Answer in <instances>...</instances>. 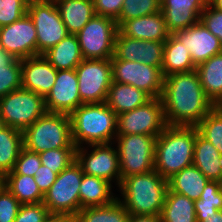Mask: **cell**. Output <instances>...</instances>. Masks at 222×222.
I'll return each mask as SVG.
<instances>
[{"label":"cell","mask_w":222,"mask_h":222,"mask_svg":"<svg viewBox=\"0 0 222 222\" xmlns=\"http://www.w3.org/2000/svg\"><path fill=\"white\" fill-rule=\"evenodd\" d=\"M198 133L222 155V112L213 108L196 126Z\"/></svg>","instance_id":"e575fe53"},{"label":"cell","mask_w":222,"mask_h":222,"mask_svg":"<svg viewBox=\"0 0 222 222\" xmlns=\"http://www.w3.org/2000/svg\"><path fill=\"white\" fill-rule=\"evenodd\" d=\"M96 15L116 20L122 10L124 0H93Z\"/></svg>","instance_id":"ee69618b"},{"label":"cell","mask_w":222,"mask_h":222,"mask_svg":"<svg viewBox=\"0 0 222 222\" xmlns=\"http://www.w3.org/2000/svg\"><path fill=\"white\" fill-rule=\"evenodd\" d=\"M214 108L219 111L222 112V96L219 98V100L214 104Z\"/></svg>","instance_id":"816d5d0a"},{"label":"cell","mask_w":222,"mask_h":222,"mask_svg":"<svg viewBox=\"0 0 222 222\" xmlns=\"http://www.w3.org/2000/svg\"><path fill=\"white\" fill-rule=\"evenodd\" d=\"M156 138L139 134L116 136L113 143H117L121 180L130 175L154 170Z\"/></svg>","instance_id":"ba28073f"},{"label":"cell","mask_w":222,"mask_h":222,"mask_svg":"<svg viewBox=\"0 0 222 222\" xmlns=\"http://www.w3.org/2000/svg\"><path fill=\"white\" fill-rule=\"evenodd\" d=\"M57 76L56 68L43 56L21 59V85L44 98L51 91Z\"/></svg>","instance_id":"d6986e66"},{"label":"cell","mask_w":222,"mask_h":222,"mask_svg":"<svg viewBox=\"0 0 222 222\" xmlns=\"http://www.w3.org/2000/svg\"><path fill=\"white\" fill-rule=\"evenodd\" d=\"M18 199L3 185H0V222H14L21 207Z\"/></svg>","instance_id":"ab89813d"},{"label":"cell","mask_w":222,"mask_h":222,"mask_svg":"<svg viewBox=\"0 0 222 222\" xmlns=\"http://www.w3.org/2000/svg\"><path fill=\"white\" fill-rule=\"evenodd\" d=\"M160 99L170 126H197L214 108L206 96L196 70L164 77Z\"/></svg>","instance_id":"6da1fadb"},{"label":"cell","mask_w":222,"mask_h":222,"mask_svg":"<svg viewBox=\"0 0 222 222\" xmlns=\"http://www.w3.org/2000/svg\"><path fill=\"white\" fill-rule=\"evenodd\" d=\"M209 4L217 10L222 11V0H209Z\"/></svg>","instance_id":"f907efd6"},{"label":"cell","mask_w":222,"mask_h":222,"mask_svg":"<svg viewBox=\"0 0 222 222\" xmlns=\"http://www.w3.org/2000/svg\"><path fill=\"white\" fill-rule=\"evenodd\" d=\"M2 184V176L0 175V185Z\"/></svg>","instance_id":"11a10c76"},{"label":"cell","mask_w":222,"mask_h":222,"mask_svg":"<svg viewBox=\"0 0 222 222\" xmlns=\"http://www.w3.org/2000/svg\"><path fill=\"white\" fill-rule=\"evenodd\" d=\"M0 46L17 59L37 56L36 29L27 13L19 20L0 28Z\"/></svg>","instance_id":"9a60e30c"},{"label":"cell","mask_w":222,"mask_h":222,"mask_svg":"<svg viewBox=\"0 0 222 222\" xmlns=\"http://www.w3.org/2000/svg\"><path fill=\"white\" fill-rule=\"evenodd\" d=\"M161 11V0H124L119 17L115 20L118 28L130 19Z\"/></svg>","instance_id":"d590c367"},{"label":"cell","mask_w":222,"mask_h":222,"mask_svg":"<svg viewBox=\"0 0 222 222\" xmlns=\"http://www.w3.org/2000/svg\"><path fill=\"white\" fill-rule=\"evenodd\" d=\"M208 181L209 179L192 164L169 178L168 188L195 201L200 199Z\"/></svg>","instance_id":"4316f807"},{"label":"cell","mask_w":222,"mask_h":222,"mask_svg":"<svg viewBox=\"0 0 222 222\" xmlns=\"http://www.w3.org/2000/svg\"><path fill=\"white\" fill-rule=\"evenodd\" d=\"M128 222H161L160 215H130Z\"/></svg>","instance_id":"7dc6e473"},{"label":"cell","mask_w":222,"mask_h":222,"mask_svg":"<svg viewBox=\"0 0 222 222\" xmlns=\"http://www.w3.org/2000/svg\"><path fill=\"white\" fill-rule=\"evenodd\" d=\"M2 184L21 204L43 202L44 195L39 190L33 176L17 174L13 170L2 177Z\"/></svg>","instance_id":"f546056e"},{"label":"cell","mask_w":222,"mask_h":222,"mask_svg":"<svg viewBox=\"0 0 222 222\" xmlns=\"http://www.w3.org/2000/svg\"><path fill=\"white\" fill-rule=\"evenodd\" d=\"M27 14L36 29L37 56L43 55L69 34L54 0L28 4Z\"/></svg>","instance_id":"8fae6325"},{"label":"cell","mask_w":222,"mask_h":222,"mask_svg":"<svg viewBox=\"0 0 222 222\" xmlns=\"http://www.w3.org/2000/svg\"><path fill=\"white\" fill-rule=\"evenodd\" d=\"M166 126L160 98H151L144 105L117 115V135L139 134L158 137Z\"/></svg>","instance_id":"4fadbf2b"},{"label":"cell","mask_w":222,"mask_h":222,"mask_svg":"<svg viewBox=\"0 0 222 222\" xmlns=\"http://www.w3.org/2000/svg\"><path fill=\"white\" fill-rule=\"evenodd\" d=\"M197 222H222V210L209 215H196Z\"/></svg>","instance_id":"c3c4849f"},{"label":"cell","mask_w":222,"mask_h":222,"mask_svg":"<svg viewBox=\"0 0 222 222\" xmlns=\"http://www.w3.org/2000/svg\"><path fill=\"white\" fill-rule=\"evenodd\" d=\"M25 1L27 2V4H30V3L42 2L46 0H25Z\"/></svg>","instance_id":"f5cc1de1"},{"label":"cell","mask_w":222,"mask_h":222,"mask_svg":"<svg viewBox=\"0 0 222 222\" xmlns=\"http://www.w3.org/2000/svg\"><path fill=\"white\" fill-rule=\"evenodd\" d=\"M21 87V59L12 66H0V98Z\"/></svg>","instance_id":"74e56055"},{"label":"cell","mask_w":222,"mask_h":222,"mask_svg":"<svg viewBox=\"0 0 222 222\" xmlns=\"http://www.w3.org/2000/svg\"><path fill=\"white\" fill-rule=\"evenodd\" d=\"M150 99L147 93L132 85L112 81L104 103L118 115L134 110Z\"/></svg>","instance_id":"7402d4cb"},{"label":"cell","mask_w":222,"mask_h":222,"mask_svg":"<svg viewBox=\"0 0 222 222\" xmlns=\"http://www.w3.org/2000/svg\"><path fill=\"white\" fill-rule=\"evenodd\" d=\"M118 30L126 37L166 41L169 37L162 11L125 21Z\"/></svg>","instance_id":"44dd1931"},{"label":"cell","mask_w":222,"mask_h":222,"mask_svg":"<svg viewBox=\"0 0 222 222\" xmlns=\"http://www.w3.org/2000/svg\"><path fill=\"white\" fill-rule=\"evenodd\" d=\"M46 112L44 97L22 87L0 98L4 125L22 132Z\"/></svg>","instance_id":"52a82bcc"},{"label":"cell","mask_w":222,"mask_h":222,"mask_svg":"<svg viewBox=\"0 0 222 222\" xmlns=\"http://www.w3.org/2000/svg\"><path fill=\"white\" fill-rule=\"evenodd\" d=\"M117 198L130 215H161L168 190V180L155 169L130 175L121 180Z\"/></svg>","instance_id":"7a4b0ae2"},{"label":"cell","mask_w":222,"mask_h":222,"mask_svg":"<svg viewBox=\"0 0 222 222\" xmlns=\"http://www.w3.org/2000/svg\"><path fill=\"white\" fill-rule=\"evenodd\" d=\"M192 70H196V65L191 59L189 50L185 48L184 44L170 34L164 44L162 65L163 77Z\"/></svg>","instance_id":"83f0119b"},{"label":"cell","mask_w":222,"mask_h":222,"mask_svg":"<svg viewBox=\"0 0 222 222\" xmlns=\"http://www.w3.org/2000/svg\"><path fill=\"white\" fill-rule=\"evenodd\" d=\"M40 166L41 160L39 153L31 152L23 147L19 153L13 170L17 174L34 177Z\"/></svg>","instance_id":"60d3db41"},{"label":"cell","mask_w":222,"mask_h":222,"mask_svg":"<svg viewBox=\"0 0 222 222\" xmlns=\"http://www.w3.org/2000/svg\"><path fill=\"white\" fill-rule=\"evenodd\" d=\"M113 194L112 183L100 177L83 174L79 189L80 210L109 205L118 198Z\"/></svg>","instance_id":"d4e9b609"},{"label":"cell","mask_w":222,"mask_h":222,"mask_svg":"<svg viewBox=\"0 0 222 222\" xmlns=\"http://www.w3.org/2000/svg\"><path fill=\"white\" fill-rule=\"evenodd\" d=\"M3 126H4V123H3L2 118L0 116V128L3 127Z\"/></svg>","instance_id":"db71d44e"},{"label":"cell","mask_w":222,"mask_h":222,"mask_svg":"<svg viewBox=\"0 0 222 222\" xmlns=\"http://www.w3.org/2000/svg\"><path fill=\"white\" fill-rule=\"evenodd\" d=\"M69 116L76 147L113 143L117 136V114L105 103L82 104Z\"/></svg>","instance_id":"277c9868"},{"label":"cell","mask_w":222,"mask_h":222,"mask_svg":"<svg viewBox=\"0 0 222 222\" xmlns=\"http://www.w3.org/2000/svg\"><path fill=\"white\" fill-rule=\"evenodd\" d=\"M83 174L80 164L75 160L57 175L43 199L50 214L74 217L79 212V189Z\"/></svg>","instance_id":"8992f818"},{"label":"cell","mask_w":222,"mask_h":222,"mask_svg":"<svg viewBox=\"0 0 222 222\" xmlns=\"http://www.w3.org/2000/svg\"><path fill=\"white\" fill-rule=\"evenodd\" d=\"M41 164L57 175L76 160V148L50 149L39 153Z\"/></svg>","instance_id":"8d00e7d4"},{"label":"cell","mask_w":222,"mask_h":222,"mask_svg":"<svg viewBox=\"0 0 222 222\" xmlns=\"http://www.w3.org/2000/svg\"><path fill=\"white\" fill-rule=\"evenodd\" d=\"M23 147L42 153L50 149L76 148L68 114L46 112L23 132Z\"/></svg>","instance_id":"5b68a950"},{"label":"cell","mask_w":222,"mask_h":222,"mask_svg":"<svg viewBox=\"0 0 222 222\" xmlns=\"http://www.w3.org/2000/svg\"><path fill=\"white\" fill-rule=\"evenodd\" d=\"M165 41L139 40L124 36L119 30L115 38L114 57L162 67Z\"/></svg>","instance_id":"e0dca14e"},{"label":"cell","mask_w":222,"mask_h":222,"mask_svg":"<svg viewBox=\"0 0 222 222\" xmlns=\"http://www.w3.org/2000/svg\"><path fill=\"white\" fill-rule=\"evenodd\" d=\"M193 165L210 181H219L222 183V155L212 143L198 133L197 128Z\"/></svg>","instance_id":"603a6c76"},{"label":"cell","mask_w":222,"mask_h":222,"mask_svg":"<svg viewBox=\"0 0 222 222\" xmlns=\"http://www.w3.org/2000/svg\"><path fill=\"white\" fill-rule=\"evenodd\" d=\"M18 59L0 46V66H12Z\"/></svg>","instance_id":"bcb514c9"},{"label":"cell","mask_w":222,"mask_h":222,"mask_svg":"<svg viewBox=\"0 0 222 222\" xmlns=\"http://www.w3.org/2000/svg\"><path fill=\"white\" fill-rule=\"evenodd\" d=\"M160 216L161 222H197L194 200L168 188Z\"/></svg>","instance_id":"1f68e13d"},{"label":"cell","mask_w":222,"mask_h":222,"mask_svg":"<svg viewBox=\"0 0 222 222\" xmlns=\"http://www.w3.org/2000/svg\"><path fill=\"white\" fill-rule=\"evenodd\" d=\"M87 147L91 150L89 151ZM76 161L84 174L100 177L110 183L116 181L115 185L119 187L121 183L120 161L117 148L113 143L92 144L87 145L86 148L85 146L76 147Z\"/></svg>","instance_id":"5bb4252c"},{"label":"cell","mask_w":222,"mask_h":222,"mask_svg":"<svg viewBox=\"0 0 222 222\" xmlns=\"http://www.w3.org/2000/svg\"><path fill=\"white\" fill-rule=\"evenodd\" d=\"M112 81L129 84L147 93L151 98H160L164 77L162 67H152L137 61L111 58Z\"/></svg>","instance_id":"7c38bea8"},{"label":"cell","mask_w":222,"mask_h":222,"mask_svg":"<svg viewBox=\"0 0 222 222\" xmlns=\"http://www.w3.org/2000/svg\"><path fill=\"white\" fill-rule=\"evenodd\" d=\"M206 96L215 104L222 96V52L196 66Z\"/></svg>","instance_id":"f1b7e54d"},{"label":"cell","mask_w":222,"mask_h":222,"mask_svg":"<svg viewBox=\"0 0 222 222\" xmlns=\"http://www.w3.org/2000/svg\"><path fill=\"white\" fill-rule=\"evenodd\" d=\"M44 99L46 111L49 113L70 115L82 105L75 69L57 70L55 83Z\"/></svg>","instance_id":"2e32d148"},{"label":"cell","mask_w":222,"mask_h":222,"mask_svg":"<svg viewBox=\"0 0 222 222\" xmlns=\"http://www.w3.org/2000/svg\"><path fill=\"white\" fill-rule=\"evenodd\" d=\"M75 71L82 104L104 103L112 83L111 59H83Z\"/></svg>","instance_id":"30bf717a"},{"label":"cell","mask_w":222,"mask_h":222,"mask_svg":"<svg viewBox=\"0 0 222 222\" xmlns=\"http://www.w3.org/2000/svg\"><path fill=\"white\" fill-rule=\"evenodd\" d=\"M27 8L25 0H0V28L22 18Z\"/></svg>","instance_id":"f35d334b"},{"label":"cell","mask_w":222,"mask_h":222,"mask_svg":"<svg viewBox=\"0 0 222 222\" xmlns=\"http://www.w3.org/2000/svg\"><path fill=\"white\" fill-rule=\"evenodd\" d=\"M196 215H209L222 210V183L208 181L200 199L194 201Z\"/></svg>","instance_id":"836d02e7"},{"label":"cell","mask_w":222,"mask_h":222,"mask_svg":"<svg viewBox=\"0 0 222 222\" xmlns=\"http://www.w3.org/2000/svg\"><path fill=\"white\" fill-rule=\"evenodd\" d=\"M69 34H77L95 15L93 0H54Z\"/></svg>","instance_id":"cb8c5ba5"},{"label":"cell","mask_w":222,"mask_h":222,"mask_svg":"<svg viewBox=\"0 0 222 222\" xmlns=\"http://www.w3.org/2000/svg\"><path fill=\"white\" fill-rule=\"evenodd\" d=\"M209 0H161V11L169 34L196 24Z\"/></svg>","instance_id":"ffe728a7"},{"label":"cell","mask_w":222,"mask_h":222,"mask_svg":"<svg viewBox=\"0 0 222 222\" xmlns=\"http://www.w3.org/2000/svg\"><path fill=\"white\" fill-rule=\"evenodd\" d=\"M172 35L189 50L191 59L196 66L222 52L220 40L200 20Z\"/></svg>","instance_id":"ac0fdd59"},{"label":"cell","mask_w":222,"mask_h":222,"mask_svg":"<svg viewBox=\"0 0 222 222\" xmlns=\"http://www.w3.org/2000/svg\"><path fill=\"white\" fill-rule=\"evenodd\" d=\"M49 215L43 202L22 204L14 222H44Z\"/></svg>","instance_id":"b9f144b4"},{"label":"cell","mask_w":222,"mask_h":222,"mask_svg":"<svg viewBox=\"0 0 222 222\" xmlns=\"http://www.w3.org/2000/svg\"><path fill=\"white\" fill-rule=\"evenodd\" d=\"M129 212L116 199L106 206L86 207L74 216L75 222H128Z\"/></svg>","instance_id":"d6a6232c"},{"label":"cell","mask_w":222,"mask_h":222,"mask_svg":"<svg viewBox=\"0 0 222 222\" xmlns=\"http://www.w3.org/2000/svg\"><path fill=\"white\" fill-rule=\"evenodd\" d=\"M118 26L114 19L94 15L76 34L84 59H111Z\"/></svg>","instance_id":"9c48e42d"},{"label":"cell","mask_w":222,"mask_h":222,"mask_svg":"<svg viewBox=\"0 0 222 222\" xmlns=\"http://www.w3.org/2000/svg\"><path fill=\"white\" fill-rule=\"evenodd\" d=\"M195 126L167 125L156 138L154 169L165 179L193 164Z\"/></svg>","instance_id":"3957f363"},{"label":"cell","mask_w":222,"mask_h":222,"mask_svg":"<svg viewBox=\"0 0 222 222\" xmlns=\"http://www.w3.org/2000/svg\"><path fill=\"white\" fill-rule=\"evenodd\" d=\"M23 148V133L4 125L0 128V175L13 171Z\"/></svg>","instance_id":"4dcf8cb0"},{"label":"cell","mask_w":222,"mask_h":222,"mask_svg":"<svg viewBox=\"0 0 222 222\" xmlns=\"http://www.w3.org/2000/svg\"><path fill=\"white\" fill-rule=\"evenodd\" d=\"M199 20L220 40L222 45V11L214 9L209 4L202 10Z\"/></svg>","instance_id":"7bdbcfd3"},{"label":"cell","mask_w":222,"mask_h":222,"mask_svg":"<svg viewBox=\"0 0 222 222\" xmlns=\"http://www.w3.org/2000/svg\"><path fill=\"white\" fill-rule=\"evenodd\" d=\"M57 174L48 167L41 164L37 170L34 180L38 185L39 190L44 195L55 182Z\"/></svg>","instance_id":"f6af8a7d"},{"label":"cell","mask_w":222,"mask_h":222,"mask_svg":"<svg viewBox=\"0 0 222 222\" xmlns=\"http://www.w3.org/2000/svg\"><path fill=\"white\" fill-rule=\"evenodd\" d=\"M43 56L56 70L76 69L84 59L76 34H68L57 45L45 52Z\"/></svg>","instance_id":"484cf974"},{"label":"cell","mask_w":222,"mask_h":222,"mask_svg":"<svg viewBox=\"0 0 222 222\" xmlns=\"http://www.w3.org/2000/svg\"><path fill=\"white\" fill-rule=\"evenodd\" d=\"M44 222H75L74 217L50 214Z\"/></svg>","instance_id":"681fc988"}]
</instances>
